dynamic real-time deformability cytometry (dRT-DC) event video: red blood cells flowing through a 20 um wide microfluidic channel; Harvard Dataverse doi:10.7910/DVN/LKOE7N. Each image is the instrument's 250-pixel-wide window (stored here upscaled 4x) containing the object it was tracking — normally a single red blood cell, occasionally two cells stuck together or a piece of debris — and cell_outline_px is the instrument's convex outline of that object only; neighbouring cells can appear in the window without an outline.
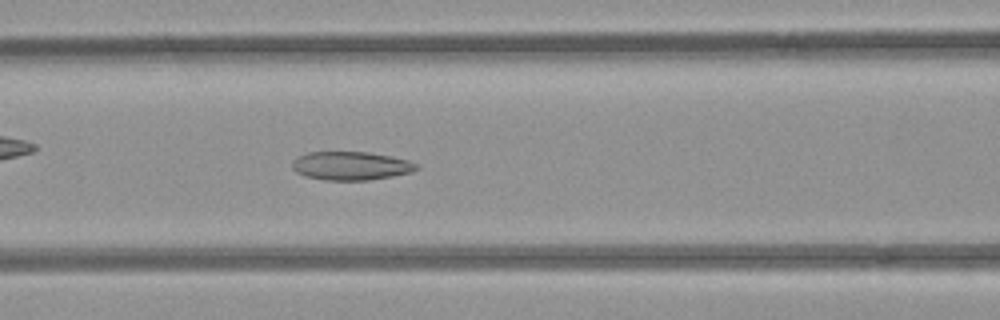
{"species": "common noctule bat (a hibernating species)", "species_latin": "Nyctalus noctula", "temperature_condition": "room temperature", "stored_images_in_passage": 46, "camera_frame_rate_fps": 3000, "um_per_image_px": 0.085, "animal": {"sex": "female", "body_mass_g": 21.9}, "frame": {"image": 1, "passage_image": 22, "time_ms": 7.0, "image_size_px": [1000, 320], "cell_outline_px": [[420, 168], [412, 172], [392, 176], [368, 180], [324, 180], [304, 176], [296, 172], [292, 168], [292, 160], [296, 156], [308, 152], [368, 152], [392, 156], [408, 160], [416, 164]], "centroid_in_image_um": [29.8, 14.09], "position_along_channel_um": 136.8, "area_um2": 20.81}}
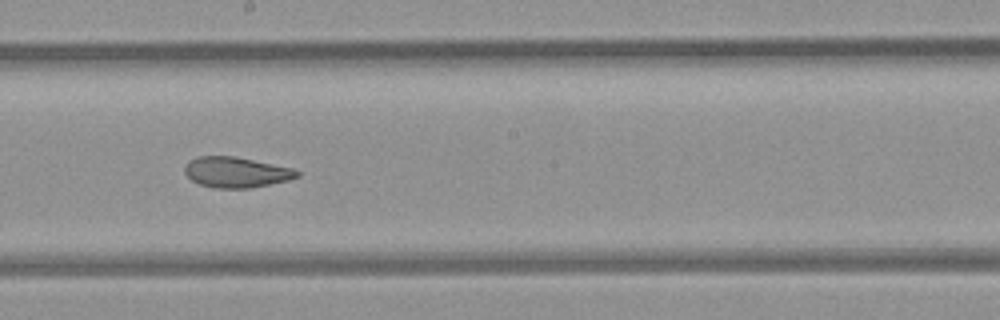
{"frame": {"image": 2, "passage_image": 29, "time_ms": 9.333, "image_size_px": [1000, 320], "cell_outline_px": [[300, 176], [288, 180], [252, 188], [216, 188], [200, 184], [192, 180], [184, 172], [184, 168], [188, 160], [196, 156], [232, 156], [292, 168], [300, 172]], "centroid_in_image_um": [20.05, 14.64], "position_along_channel_um": 228.1, "area_um2": 19.88}}
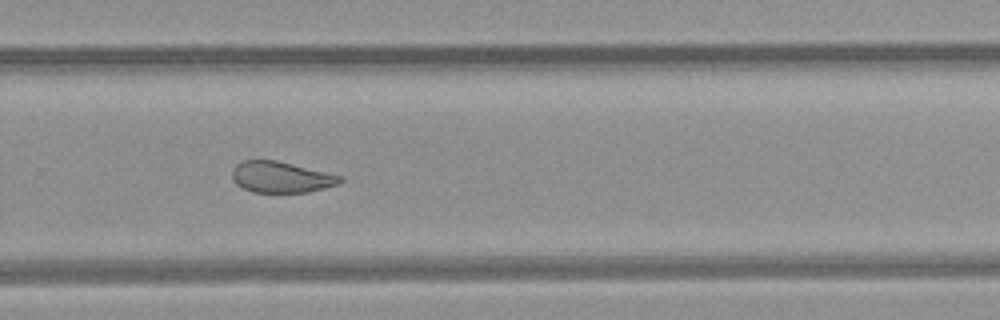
{"frame": {"image": 3, "passage_image": 35, "time_ms": 11.333, "image_size_px": [1000, 320], "cell_outline_px": [[344, 180], [340, 184], [308, 192], [252, 192], [236, 184], [232, 176], [232, 168], [236, 164], [244, 160], [276, 160], [344, 176]], "centroid_in_image_um": [23.92, 15.05], "position_along_channel_um": 305.9, "area_um2": 19.65}, "authors_computed_cell_mechanics": {"area_um2": 22.5131, "velocity_mm_per_s": 3.9134, "shape_relaxation_time_tau1_ms": null, "shape_relaxation_time_tau2_ms": 2.1245, "deformation_change_tau1": null, "deformation_change_tau2": 0.0844}}